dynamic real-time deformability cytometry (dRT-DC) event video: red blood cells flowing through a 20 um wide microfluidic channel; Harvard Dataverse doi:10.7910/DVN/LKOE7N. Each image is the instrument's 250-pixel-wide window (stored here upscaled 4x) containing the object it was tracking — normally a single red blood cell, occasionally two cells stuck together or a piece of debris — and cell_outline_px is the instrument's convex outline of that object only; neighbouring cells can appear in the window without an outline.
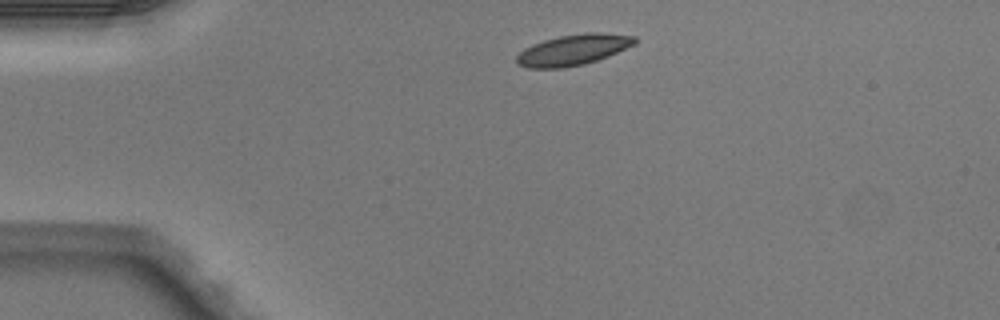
{"species": "Egyptian fruit bat (a non-hibernating species)", "species_latin": "Rousettus aegyptiacus", "temperature_condition": "warm", "stored_images_in_passage": 2, "camera_frame_rate_fps": 3000, "um_per_image_px": 0.085, "animal": {"sex": "male"}, "frame": {"image": 1, "passage_image": 1, "time_ms": 0.0, "image_size_px": [1000, 320], "cell_outline_px": [[636, 44], [608, 56], [584, 64], [564, 68], [528, 68], [516, 64], [516, 56], [524, 48], [532, 44], [544, 40], [560, 36], [588, 32], [600, 32], [636, 36]], "centroid_in_image_um": [48.71, 4.24], "position_along_channel_um": 36.3, "area_um2": 21.27}}